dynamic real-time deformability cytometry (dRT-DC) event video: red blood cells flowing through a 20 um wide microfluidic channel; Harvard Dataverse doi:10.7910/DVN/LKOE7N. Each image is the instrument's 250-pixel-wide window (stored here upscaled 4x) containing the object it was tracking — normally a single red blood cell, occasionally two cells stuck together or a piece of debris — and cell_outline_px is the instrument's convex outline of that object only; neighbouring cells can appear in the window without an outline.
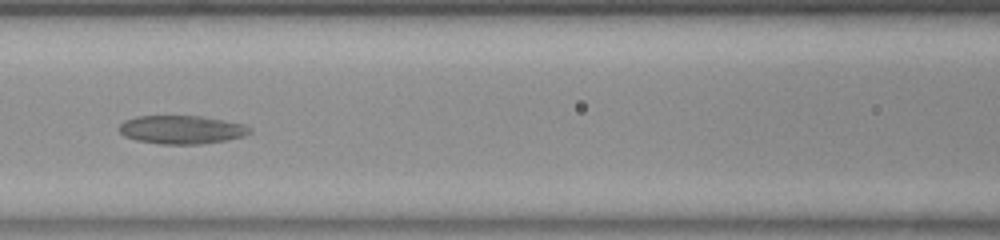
{"species": "common noctule bat (a hibernating species)", "species_latin": "Nyctalus noctula", "temperature_condition": "room temperature", "stored_images_in_passage": 54, "camera_frame_rate_fps": 3000, "um_per_image_px": 0.085, "animal": {"sex": "female", "body_mass_g": 23.0, "forearm_length_mm": 53.4}, "frame": {"image": 1, "passage_image": 24, "time_ms": 7.667, "image_size_px": [1000, 240], "cell_outline_px": [[252, 132], [244, 136], [224, 140], [200, 144], [160, 144], [136, 140], [124, 136], [120, 132], [120, 124], [124, 120], [136, 116], [200, 116], [244, 124], [252, 128]], "centroid_in_image_um": [15.43, 11.02], "position_along_channel_um": 151.2, "area_um2": 21.56}}
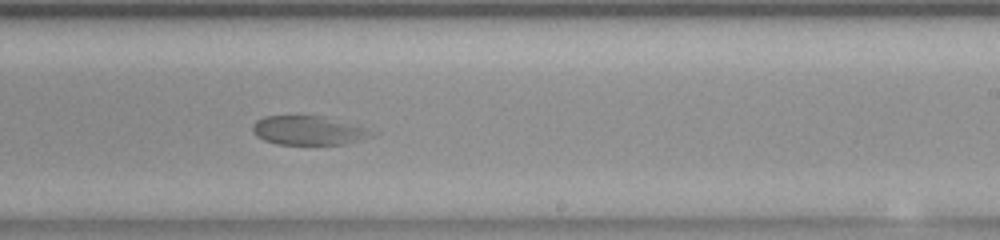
{"frame": {"image": 2, "passage_image": 33, "time_ms": 10.667, "image_size_px": [1000, 240], "cell_outline_px": [[364, 132], [352, 140], [344, 144], [276, 144], [264, 140], [256, 136], [252, 132], [252, 124], [256, 120], [264, 116], [300, 112], [324, 116], [360, 128]], "centroid_in_image_um": [25.83, 11.01], "position_along_channel_um": 263.2, "area_um2": 19.65}}
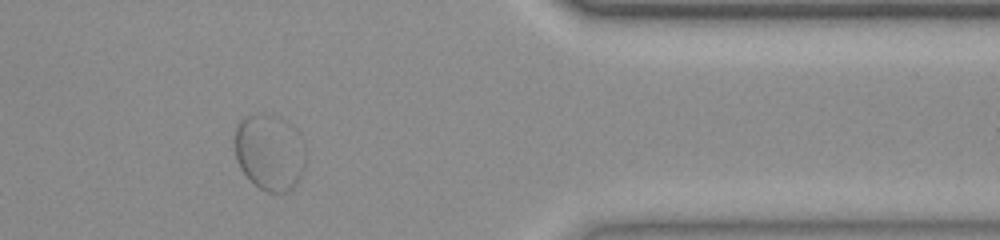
{"frame": {"image": 3, "passage_image": 45, "time_ms": 14.667, "image_size_px": [1000, 240], "cell_outline_px": [[304, 168], [300, 180], [288, 192], [268, 192], [260, 188], [240, 168], [236, 160], [236, 128], [240, 120], [244, 116], [268, 112], [292, 124], [296, 132], [304, 160]], "centroid_in_image_um": [22.89, 12.93], "position_along_channel_um": 388.5, "area_um2": 30.98}}